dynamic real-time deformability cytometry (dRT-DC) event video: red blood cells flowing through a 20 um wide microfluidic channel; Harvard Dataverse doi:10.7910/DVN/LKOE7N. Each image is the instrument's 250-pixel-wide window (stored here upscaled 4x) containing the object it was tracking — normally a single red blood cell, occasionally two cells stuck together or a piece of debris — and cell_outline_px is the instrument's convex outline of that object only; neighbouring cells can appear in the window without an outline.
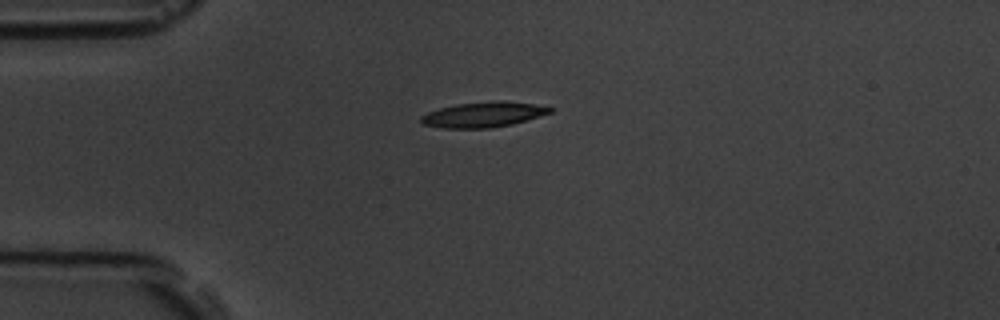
{"species": "common noctule bat (a hibernating species)", "species_latin": "Nyctalus noctula", "temperature_condition": "room temperature", "stored_images_in_passage": 4, "camera_frame_rate_fps": 3000, "um_per_image_px": 0.085, "animal": {"sex": "male", "body_mass_g": 19.5, "forearm_length_mm": 54.6}, "frame": {"image": 1, "passage_image": 1, "time_ms": 0.0, "image_size_px": [1000, 320], "cell_outline_px": [[552, 112], [540, 116], [512, 124], [488, 128], [440, 128], [420, 124], [420, 116], [428, 112], [440, 108], [456, 104], [492, 100], [500, 100], [532, 104], [552, 108]], "centroid_in_image_um": [41.02, 9.74], "position_along_channel_um": 44.0, "area_um2": 19.02}}
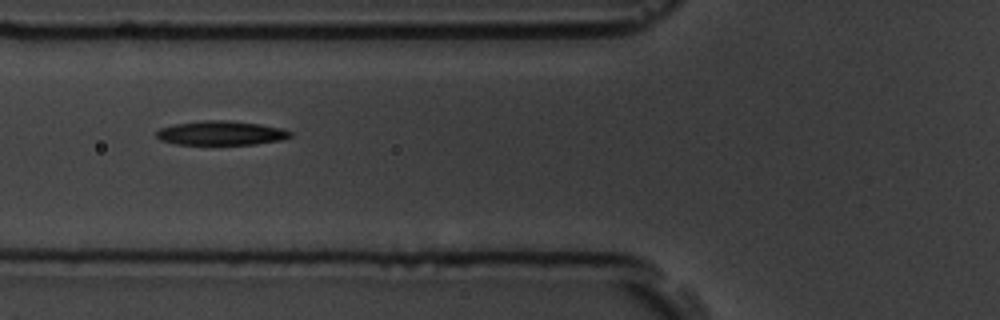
{"frame": {"image": 2, "passage_image": 3, "time_ms": 2.333, "image_size_px": [1000, 320], "cell_outline_px": [[292, 136], [280, 140], [256, 144], [176, 144], [160, 140], [156, 136], [156, 132], [160, 128], [176, 124], [204, 120], [228, 120], [260, 124], [280, 128], [292, 132]], "centroid_in_image_um": [18.78, 11.31], "position_along_channel_um": 107.0, "area_um2": 18.73}}
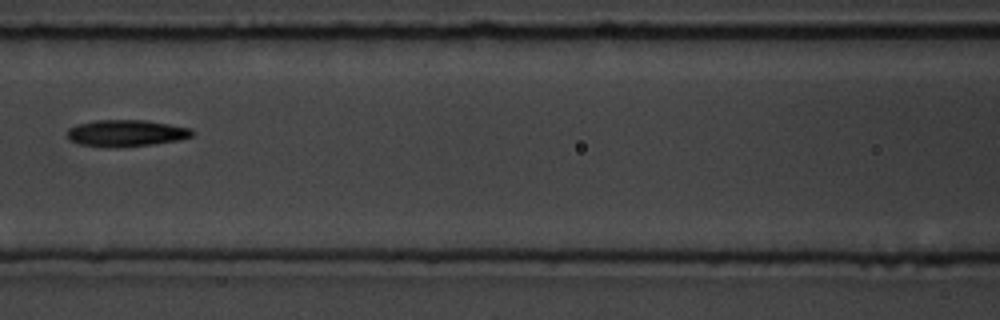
{"frame": {"image": 3, "passage_image": 4, "time_ms": 3.667, "image_size_px": [1000, 320], "cell_outline_px": [[196, 132], [192, 136], [180, 140], [152, 144], [116, 148], [112, 148], [80, 144], [68, 140], [68, 128], [76, 124], [96, 120], [144, 120], [192, 128]], "centroid_in_image_um": [10.73, 11.32], "position_along_channel_um": 155.9, "area_um2": 19.59}}